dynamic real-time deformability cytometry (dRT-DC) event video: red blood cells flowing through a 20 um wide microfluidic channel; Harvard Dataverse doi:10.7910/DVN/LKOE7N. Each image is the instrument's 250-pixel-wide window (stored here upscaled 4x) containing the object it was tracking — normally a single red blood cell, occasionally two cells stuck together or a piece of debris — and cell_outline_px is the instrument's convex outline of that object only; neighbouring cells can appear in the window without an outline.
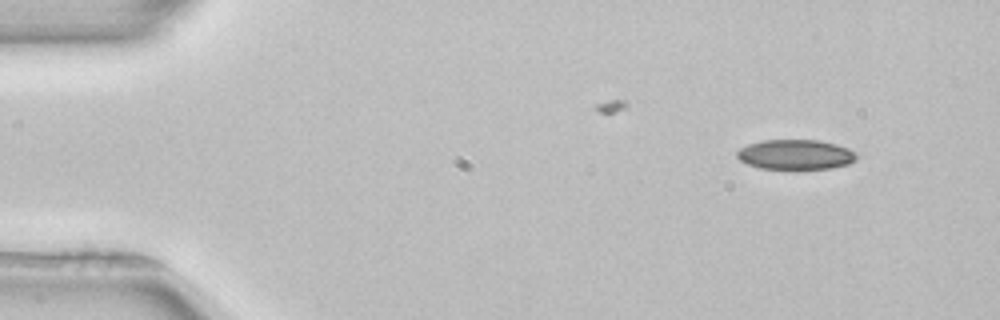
{"species": "common noctule bat (a hibernating species)", "species_latin": "Nyctalus noctula", "temperature_condition": "room temperature", "stored_images_in_passage": 44, "camera_frame_rate_fps": 3000, "um_per_image_px": 0.085, "animal": {"sex": "female", "body_mass_g": 22.7, "forearm_length_mm": 54.2}, "frame": {"image": 1, "passage_image": 1, "time_ms": 0.0, "image_size_px": [1000, 320], "cell_outline_px": [[860, 156], [856, 160], [848, 164], [832, 168], [760, 168], [748, 164], [740, 160], [736, 156], [736, 152], [740, 148], [748, 144], [764, 140], [820, 140], [836, 144], [848, 148], [856, 152]], "centroid_in_image_um": [67.66, 13.12], "position_along_channel_um": 17.3, "area_um2": 20.81}}
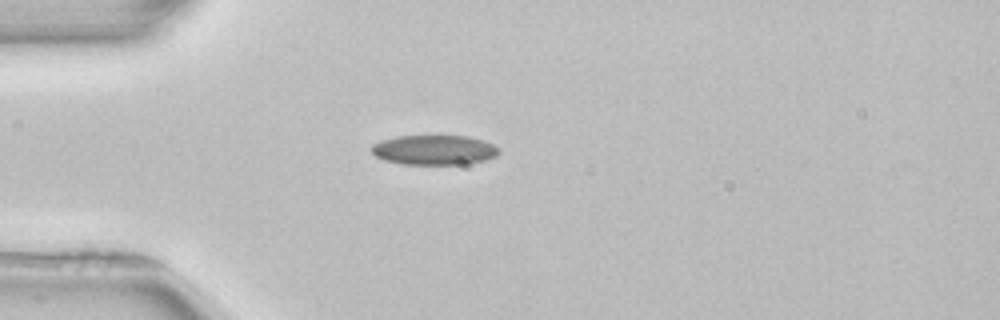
{"frame": {"image": 2, "passage_image": 10, "time_ms": 3.0, "image_size_px": [1000, 320], "cell_outline_px": [[500, 152], [496, 156], [484, 160], [468, 164], [404, 164], [384, 160], [376, 156], [372, 152], [372, 144], [380, 140], [396, 136], [468, 136], [484, 140], [500, 148]], "centroid_in_image_um": [36.92, 12.74], "position_along_channel_um": 48.1, "area_um2": 22.2}}
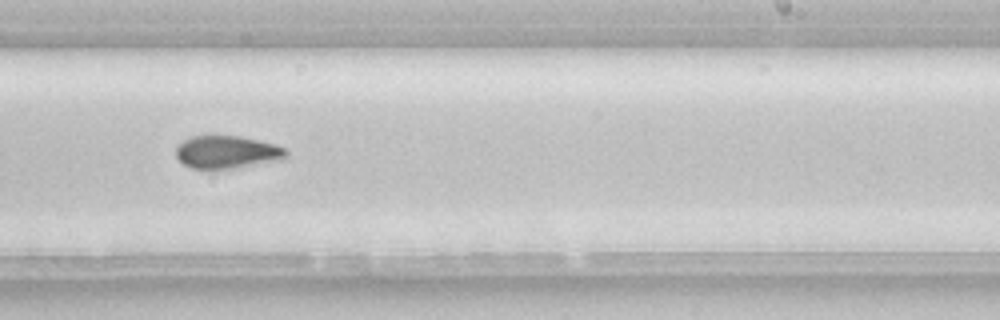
{"frame": {"image": 3, "passage_image": 28, "time_ms": 9.0, "image_size_px": [1000, 320], "cell_outline_px": [[288, 156], [284, 160], [236, 168], [208, 172], [192, 168], [184, 164], [176, 156], [176, 144], [192, 136], [240, 136], [260, 140], [276, 144], [284, 148], [288, 152]], "centroid_in_image_um": [19.3, 12.96], "position_along_channel_um": 269.7, "area_um2": 21.85}}